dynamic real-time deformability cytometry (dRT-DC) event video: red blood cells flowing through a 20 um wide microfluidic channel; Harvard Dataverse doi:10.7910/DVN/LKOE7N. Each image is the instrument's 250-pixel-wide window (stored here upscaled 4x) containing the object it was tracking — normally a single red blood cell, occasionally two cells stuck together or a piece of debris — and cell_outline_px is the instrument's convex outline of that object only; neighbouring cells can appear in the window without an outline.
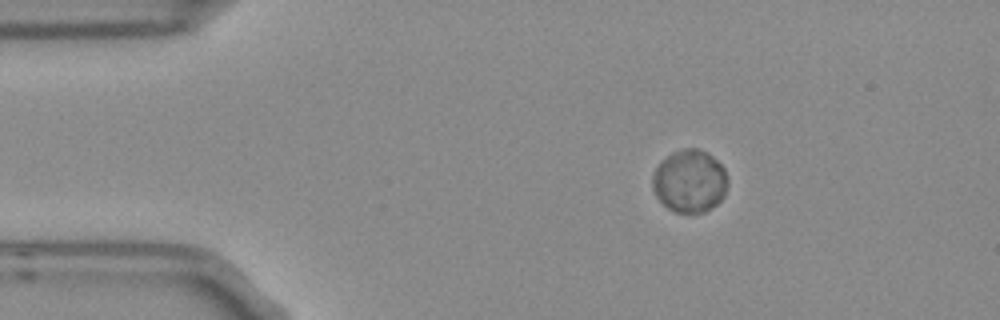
{"species": "Egyptian fruit bat (a non-hibernating species)", "species_latin": "Rousettus aegyptiacus", "temperature_condition": "room temperature", "stored_images_in_passage": 4, "camera_frame_rate_fps": 3000, "um_per_image_px": 0.085, "frame": {"image": 1, "passage_image": 1, "time_ms": 0.0, "image_size_px": [1000, 320], "cell_outline_px": [[728, 184], [724, 196], [716, 204], [704, 212], [676, 212], [668, 208], [656, 196], [652, 188], [652, 176], [660, 160], [672, 152], [684, 148], [696, 148], [708, 152], [724, 168], [728, 176]], "centroid_in_image_um": [58.62, 15.37], "position_along_channel_um": 26.4, "area_um2": 27.63}}
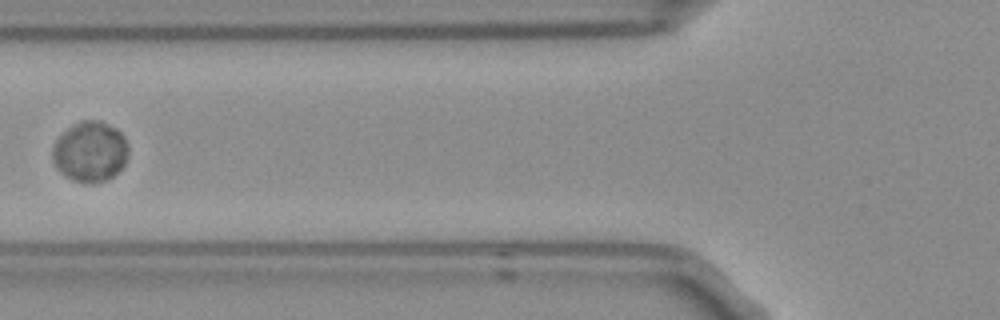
{"frame": {"image": 2, "passage_image": 4, "time_ms": 1.0, "image_size_px": [1000, 320], "cell_outline_px": [[128, 152], [124, 164], [108, 180], [92, 184], [72, 180], [64, 176], [56, 168], [52, 160], [52, 148], [56, 140], [68, 128], [80, 120], [100, 120], [116, 128], [124, 136], [128, 148]], "centroid_in_image_um": [7.64, 12.9], "position_along_channel_um": 118.2, "area_um2": 26.82}}